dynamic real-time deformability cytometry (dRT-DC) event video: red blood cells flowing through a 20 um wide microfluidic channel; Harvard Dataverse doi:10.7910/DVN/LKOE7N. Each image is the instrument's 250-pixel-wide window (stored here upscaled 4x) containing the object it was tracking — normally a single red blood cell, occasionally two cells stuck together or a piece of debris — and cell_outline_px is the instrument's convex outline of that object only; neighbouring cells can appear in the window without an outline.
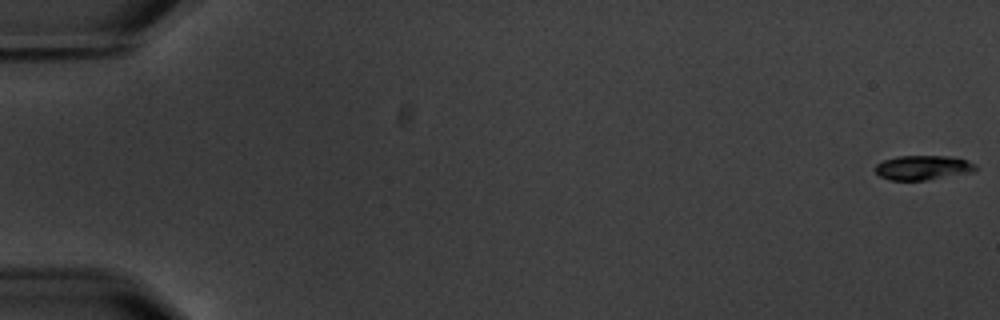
{"species": "common noctule bat (a hibernating species)", "species_latin": "Nyctalus noctula", "temperature_condition": "warm", "stored_images_in_passage": 5, "camera_frame_rate_fps": 3000, "um_per_image_px": 0.085, "animal": {"sex": "male", "body_mass_g": 20.1, "forearm_length_mm": 53.5}, "frame": {"image": 1, "passage_image": 1, "time_ms": 0.0, "image_size_px": [1000, 320], "cell_outline_px": [[980, 168], [972, 172], [924, 180], [888, 180], [880, 176], [876, 172], [876, 164], [884, 160], [896, 156], [952, 156], [968, 160], [976, 164]], "centroid_in_image_um": [78.48, 14.24], "position_along_channel_um": 6.5, "area_um2": 14.39}}
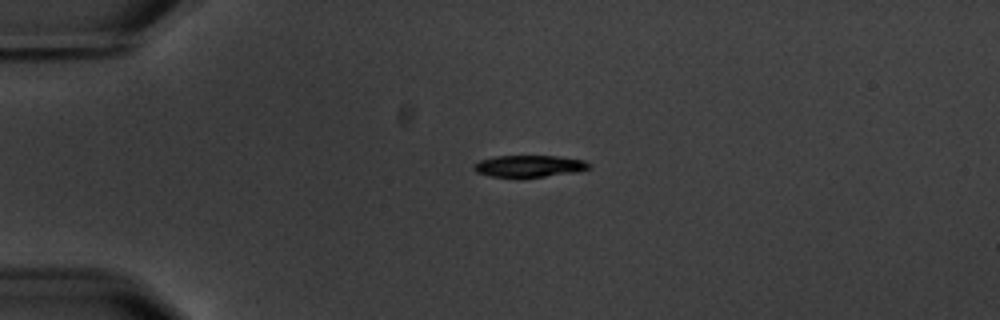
{"frame": {"image": 2, "passage_image": 4, "time_ms": 4.667, "image_size_px": [1000, 320], "cell_outline_px": [[592, 168], [576, 172], [520, 180], [492, 176], [476, 172], [472, 168], [480, 160], [496, 156], [556, 156], [584, 160], [592, 164]], "centroid_in_image_um": [45.0, 14.16], "position_along_channel_um": 40.0, "area_um2": 15.2}}